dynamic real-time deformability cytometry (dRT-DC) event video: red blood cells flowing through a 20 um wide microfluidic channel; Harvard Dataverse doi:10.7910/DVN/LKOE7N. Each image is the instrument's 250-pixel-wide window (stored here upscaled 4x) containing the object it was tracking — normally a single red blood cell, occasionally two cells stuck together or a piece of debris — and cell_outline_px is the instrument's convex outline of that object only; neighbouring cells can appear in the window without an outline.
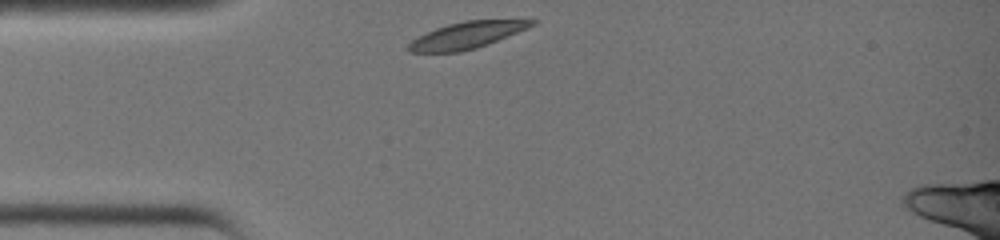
{"species": "common noctule bat (a hibernating species)", "species_latin": "Nyctalus noctula", "temperature_condition": "warm", "stored_images_in_passage": 24, "camera_frame_rate_fps": 3000, "um_per_image_px": 0.085, "animal": {"sex": "female", "body_mass_g": 19.0, "forearm_length_mm": 51.5}, "frame": {"image": 1, "passage_image": 1, "time_ms": 0.0, "image_size_px": [1000, 240], "cell_outline_px": [[536, 24], [528, 28], [488, 44], [476, 48], [460, 52], [408, 52], [408, 44], [412, 40], [436, 28], [448, 24], [464, 20], [536, 20]], "centroid_in_image_um": [39.68, 3.0], "position_along_channel_um": 45.3, "area_um2": 18.9}}
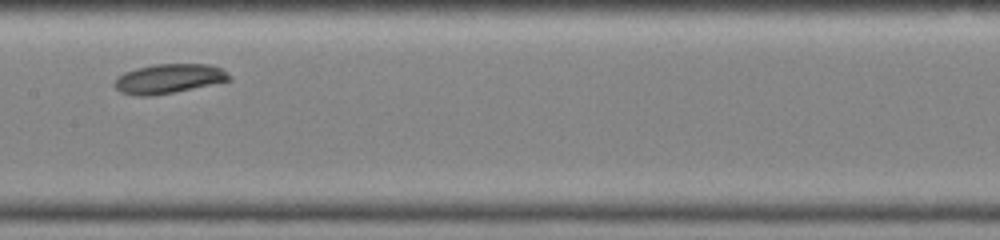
{"frame": {"image": 2, "passage_image": 11, "time_ms": 3.333, "image_size_px": [1000, 240], "cell_outline_px": [[232, 80], [176, 92], [152, 96], [136, 96], [120, 92], [112, 84], [116, 76], [124, 72], [136, 68], [152, 64], [208, 64], [220, 68], [228, 72], [232, 76]], "centroid_in_image_um": [14.32, 6.69], "position_along_channel_um": 193.1, "area_um2": 20.06}}
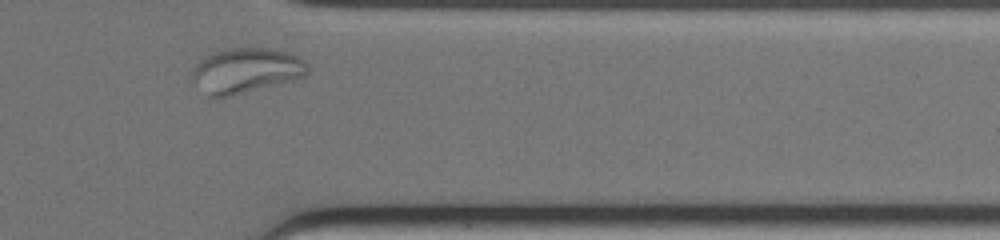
{"frame": {"image": 3, "passage_image": 23, "time_ms": 7.333, "image_size_px": [1000, 240], "cell_outline_px": [[308, 76], [216, 100], [208, 96], [192, 80], [192, 68], [204, 56], [212, 52], [224, 48], [268, 48], [288, 52], [304, 60], [308, 64]], "centroid_in_image_um": [20.88, 6.0], "position_along_channel_um": 390.5, "area_um2": 30.75}}